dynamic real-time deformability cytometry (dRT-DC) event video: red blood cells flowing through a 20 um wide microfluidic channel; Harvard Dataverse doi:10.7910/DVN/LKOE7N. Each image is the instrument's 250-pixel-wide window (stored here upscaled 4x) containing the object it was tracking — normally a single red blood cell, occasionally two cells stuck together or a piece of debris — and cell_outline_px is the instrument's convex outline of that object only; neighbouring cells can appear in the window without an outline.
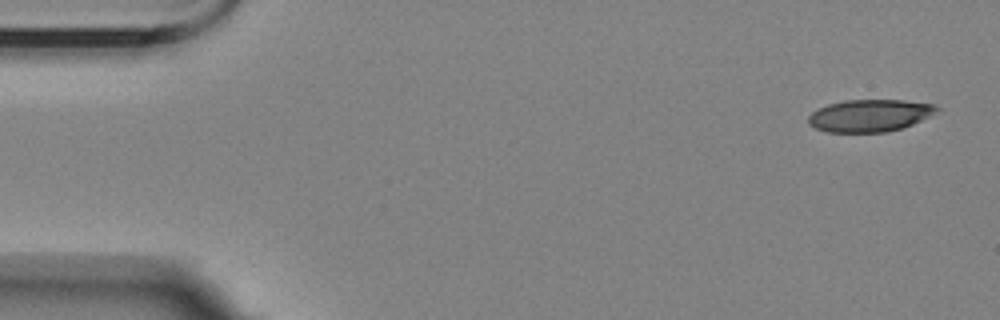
{"species": "Egyptian fruit bat (a non-hibernating species)", "species_latin": "Rousettus aegyptiacus", "temperature_condition": "room temperature", "stored_images_in_passage": 5, "camera_frame_rate_fps": 3000, "um_per_image_px": 0.085, "animal": {"sex": "female"}, "frame": {"image": 1, "passage_image": 1, "time_ms": 0.0, "image_size_px": [1000, 320], "cell_outline_px": [[940, 108], [928, 116], [912, 124], [900, 128], [884, 132], [828, 132], [816, 128], [808, 124], [808, 116], [812, 112], [828, 104], [844, 100], [900, 100], [936, 104]], "centroid_in_image_um": [73.89, 9.81], "position_along_channel_um": 11.1, "area_um2": 23.87}}
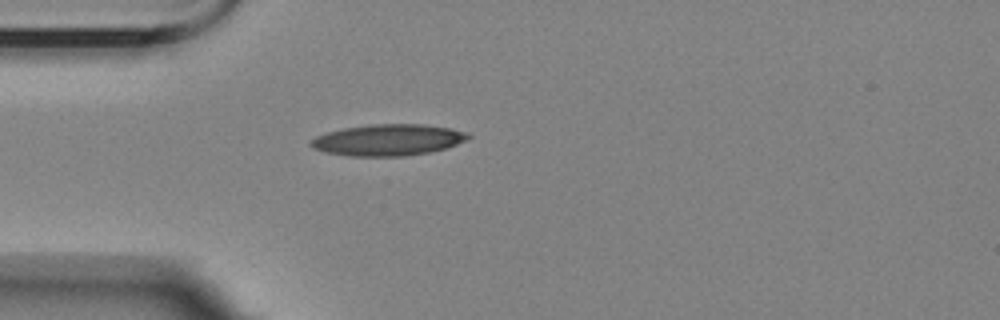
{"frame": {"image": 2, "passage_image": 5, "time_ms": 4.333, "image_size_px": [1000, 320], "cell_outline_px": [[472, 136], [456, 144], [444, 148], [428, 152], [404, 156], [352, 156], [324, 152], [308, 144], [316, 136], [328, 132], [344, 128], [372, 124], [424, 124], [452, 128], [468, 132]], "centroid_in_image_um": [33.0, 11.88], "position_along_channel_um": 52.0, "area_um2": 28.55}}